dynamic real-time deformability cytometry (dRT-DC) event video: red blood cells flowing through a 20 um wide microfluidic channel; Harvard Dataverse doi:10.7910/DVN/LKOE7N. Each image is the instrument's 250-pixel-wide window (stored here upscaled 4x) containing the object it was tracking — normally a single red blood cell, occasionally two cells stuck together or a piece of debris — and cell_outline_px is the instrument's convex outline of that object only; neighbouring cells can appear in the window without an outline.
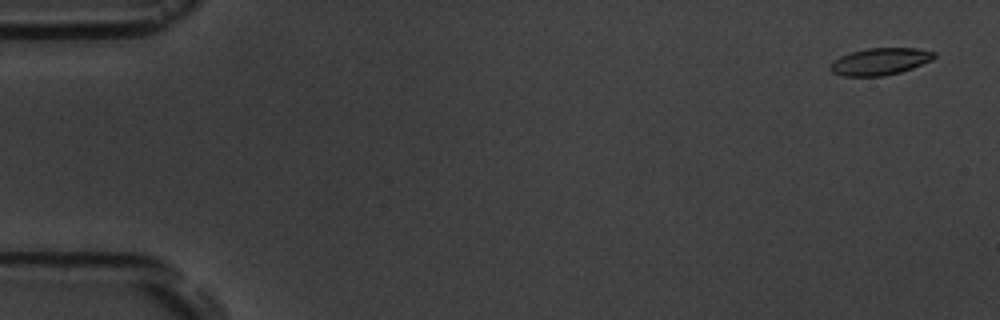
{"species": "common noctule bat (a hibernating species)", "species_latin": "Nyctalus noctula", "temperature_condition": "room temperature", "stored_images_in_passage": 4, "camera_frame_rate_fps": 3000, "um_per_image_px": 0.085, "animal": {"sex": "male", "body_mass_g": 19.5, "forearm_length_mm": 54.6}, "frame": {"image": 1, "passage_image": 1, "time_ms": 0.0, "image_size_px": [1000, 320], "cell_outline_px": [[936, 56], [932, 60], [912, 68], [900, 72], [884, 76], [844, 76], [832, 72], [828, 68], [828, 64], [832, 60], [840, 56], [852, 52], [868, 48], [916, 48], [936, 52]], "centroid_in_image_um": [74.77, 5.23], "position_along_channel_um": 10.2, "area_um2": 16.47}}